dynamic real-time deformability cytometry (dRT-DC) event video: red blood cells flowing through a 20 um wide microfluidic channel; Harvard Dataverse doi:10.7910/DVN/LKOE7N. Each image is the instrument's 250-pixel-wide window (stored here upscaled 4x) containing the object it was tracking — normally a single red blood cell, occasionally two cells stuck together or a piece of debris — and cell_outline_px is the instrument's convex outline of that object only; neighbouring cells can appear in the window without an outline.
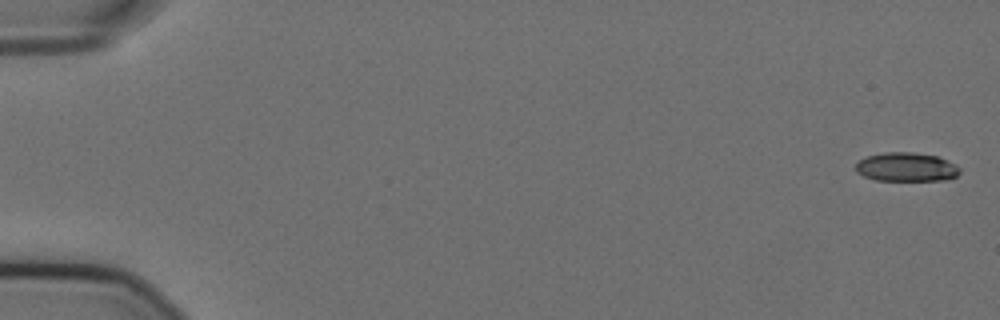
{"species": "Egyptian fruit bat (a non-hibernating species)", "species_latin": "Rousettus aegyptiacus", "temperature_condition": "cold", "stored_images_in_passage": 10, "camera_frame_rate_fps": 3000, "um_per_image_px": 0.085, "animal": {"sex": "female"}, "frame": {"image": 1, "passage_image": 1, "time_ms": 0.0, "image_size_px": [1000, 320], "cell_outline_px": [[960, 172], [956, 176], [944, 180], [876, 180], [864, 176], [856, 172], [856, 164], [860, 160], [868, 156], [884, 152], [912, 152], [936, 156], [956, 164], [960, 168]], "centroid_in_image_um": [77.04, 14.2], "position_along_channel_um": 8.0, "area_um2": 17.4}}